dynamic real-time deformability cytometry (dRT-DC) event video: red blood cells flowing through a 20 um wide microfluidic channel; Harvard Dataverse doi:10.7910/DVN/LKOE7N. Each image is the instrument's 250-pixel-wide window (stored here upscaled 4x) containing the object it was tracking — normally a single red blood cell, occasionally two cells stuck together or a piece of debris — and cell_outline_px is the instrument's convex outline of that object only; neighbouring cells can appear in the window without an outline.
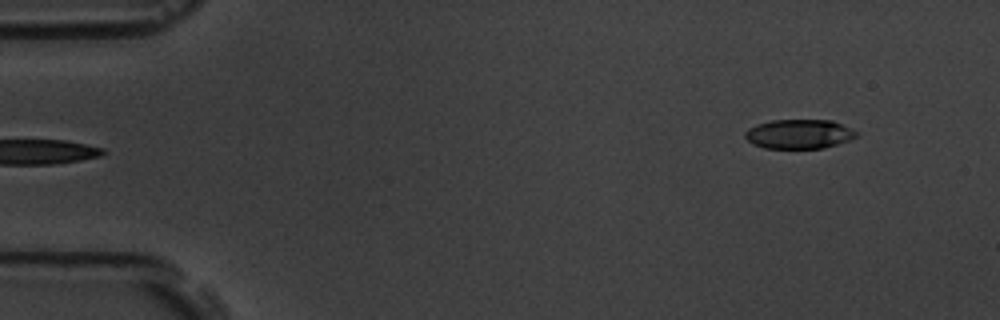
{"species": "common noctule bat (a hibernating species)", "species_latin": "Nyctalus noctula", "temperature_condition": "room temperature", "stored_images_in_passage": 5, "segment_of_instrument_passage": [2, 2], "camera_frame_rate_fps": 3000, "um_per_image_px": 0.085, "animal": {"sex": "male", "body_mass_g": 19.5, "forearm_length_mm": 54.6}, "frame": {"image": 1, "passage_image": 5, "time_ms": 4.667, "image_size_px": [1000, 320], "cell_outline_px": [[856, 136], [848, 140], [824, 148], [764, 148], [752, 144], [744, 136], [744, 132], [748, 128], [756, 124], [772, 120], [832, 120], [856, 132]], "centroid_in_image_um": [67.84, 11.39], "position_along_channel_um": 17.2, "area_um2": 18.84}}